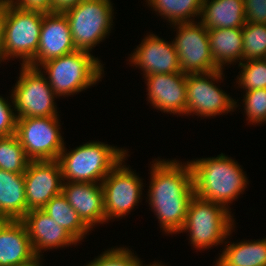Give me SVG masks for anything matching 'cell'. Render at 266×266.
<instances>
[{"instance_id": "ba28073f", "label": "cell", "mask_w": 266, "mask_h": 266, "mask_svg": "<svg viewBox=\"0 0 266 266\" xmlns=\"http://www.w3.org/2000/svg\"><path fill=\"white\" fill-rule=\"evenodd\" d=\"M223 74L224 70L219 69L209 73L186 75L187 116L195 114L194 116L202 119L214 118L236 111L240 100L234 99L219 87V83L225 78Z\"/></svg>"}, {"instance_id": "e575fe53", "label": "cell", "mask_w": 266, "mask_h": 266, "mask_svg": "<svg viewBox=\"0 0 266 266\" xmlns=\"http://www.w3.org/2000/svg\"><path fill=\"white\" fill-rule=\"evenodd\" d=\"M83 0H53V12H64Z\"/></svg>"}, {"instance_id": "7c38bea8", "label": "cell", "mask_w": 266, "mask_h": 266, "mask_svg": "<svg viewBox=\"0 0 266 266\" xmlns=\"http://www.w3.org/2000/svg\"><path fill=\"white\" fill-rule=\"evenodd\" d=\"M176 29L173 43L182 73H209L220 68L211 55L208 30L198 20L170 25Z\"/></svg>"}, {"instance_id": "f1b7e54d", "label": "cell", "mask_w": 266, "mask_h": 266, "mask_svg": "<svg viewBox=\"0 0 266 266\" xmlns=\"http://www.w3.org/2000/svg\"><path fill=\"white\" fill-rule=\"evenodd\" d=\"M131 250L126 246H114L101 252L84 266H141L144 261Z\"/></svg>"}, {"instance_id": "3957f363", "label": "cell", "mask_w": 266, "mask_h": 266, "mask_svg": "<svg viewBox=\"0 0 266 266\" xmlns=\"http://www.w3.org/2000/svg\"><path fill=\"white\" fill-rule=\"evenodd\" d=\"M128 149L109 145L99 140L86 142L61 151L60 163L63 182L100 183L127 155Z\"/></svg>"}, {"instance_id": "e0dca14e", "label": "cell", "mask_w": 266, "mask_h": 266, "mask_svg": "<svg viewBox=\"0 0 266 266\" xmlns=\"http://www.w3.org/2000/svg\"><path fill=\"white\" fill-rule=\"evenodd\" d=\"M24 223L34 252L43 256L45 251L72 247L79 243L56 221L49 217L42 209H32L21 219Z\"/></svg>"}, {"instance_id": "2e32d148", "label": "cell", "mask_w": 266, "mask_h": 266, "mask_svg": "<svg viewBox=\"0 0 266 266\" xmlns=\"http://www.w3.org/2000/svg\"><path fill=\"white\" fill-rule=\"evenodd\" d=\"M76 50L65 14L63 12L46 13L43 15L37 53L27 65L37 68L44 62Z\"/></svg>"}, {"instance_id": "d6a6232c", "label": "cell", "mask_w": 266, "mask_h": 266, "mask_svg": "<svg viewBox=\"0 0 266 266\" xmlns=\"http://www.w3.org/2000/svg\"><path fill=\"white\" fill-rule=\"evenodd\" d=\"M15 7L42 13H53V0H7Z\"/></svg>"}, {"instance_id": "9a60e30c", "label": "cell", "mask_w": 266, "mask_h": 266, "mask_svg": "<svg viewBox=\"0 0 266 266\" xmlns=\"http://www.w3.org/2000/svg\"><path fill=\"white\" fill-rule=\"evenodd\" d=\"M186 75L181 72L142 77L146 83V101L165 114L187 116Z\"/></svg>"}, {"instance_id": "8fae6325", "label": "cell", "mask_w": 266, "mask_h": 266, "mask_svg": "<svg viewBox=\"0 0 266 266\" xmlns=\"http://www.w3.org/2000/svg\"><path fill=\"white\" fill-rule=\"evenodd\" d=\"M60 118H17L15 135L31 161L58 160L65 146Z\"/></svg>"}, {"instance_id": "44dd1931", "label": "cell", "mask_w": 266, "mask_h": 266, "mask_svg": "<svg viewBox=\"0 0 266 266\" xmlns=\"http://www.w3.org/2000/svg\"><path fill=\"white\" fill-rule=\"evenodd\" d=\"M229 240L226 238V247H222L213 266H266V237L237 242Z\"/></svg>"}, {"instance_id": "cb8c5ba5", "label": "cell", "mask_w": 266, "mask_h": 266, "mask_svg": "<svg viewBox=\"0 0 266 266\" xmlns=\"http://www.w3.org/2000/svg\"><path fill=\"white\" fill-rule=\"evenodd\" d=\"M42 210L71 234L79 244H82L83 238L86 239V235L91 232L62 193L54 196Z\"/></svg>"}, {"instance_id": "4316f807", "label": "cell", "mask_w": 266, "mask_h": 266, "mask_svg": "<svg viewBox=\"0 0 266 266\" xmlns=\"http://www.w3.org/2000/svg\"><path fill=\"white\" fill-rule=\"evenodd\" d=\"M242 62L266 56V24L246 22L242 27Z\"/></svg>"}, {"instance_id": "d590c367", "label": "cell", "mask_w": 266, "mask_h": 266, "mask_svg": "<svg viewBox=\"0 0 266 266\" xmlns=\"http://www.w3.org/2000/svg\"><path fill=\"white\" fill-rule=\"evenodd\" d=\"M43 258H44V256H42V257L37 256L33 261H31L27 264H24L22 266H42V264H43L42 260H44Z\"/></svg>"}, {"instance_id": "f546056e", "label": "cell", "mask_w": 266, "mask_h": 266, "mask_svg": "<svg viewBox=\"0 0 266 266\" xmlns=\"http://www.w3.org/2000/svg\"><path fill=\"white\" fill-rule=\"evenodd\" d=\"M243 111L248 125L266 123V88L243 92ZM250 123V124H249Z\"/></svg>"}, {"instance_id": "30bf717a", "label": "cell", "mask_w": 266, "mask_h": 266, "mask_svg": "<svg viewBox=\"0 0 266 266\" xmlns=\"http://www.w3.org/2000/svg\"><path fill=\"white\" fill-rule=\"evenodd\" d=\"M127 155L101 182L104 193L106 223L120 220L131 214L143 199V178L125 163Z\"/></svg>"}, {"instance_id": "83f0119b", "label": "cell", "mask_w": 266, "mask_h": 266, "mask_svg": "<svg viewBox=\"0 0 266 266\" xmlns=\"http://www.w3.org/2000/svg\"><path fill=\"white\" fill-rule=\"evenodd\" d=\"M239 74L236 76V85L244 92L266 88V61L252 59L238 64Z\"/></svg>"}, {"instance_id": "603a6c76", "label": "cell", "mask_w": 266, "mask_h": 266, "mask_svg": "<svg viewBox=\"0 0 266 266\" xmlns=\"http://www.w3.org/2000/svg\"><path fill=\"white\" fill-rule=\"evenodd\" d=\"M25 193L24 173L0 169V211L8 220H21L30 211Z\"/></svg>"}, {"instance_id": "5b68a950", "label": "cell", "mask_w": 266, "mask_h": 266, "mask_svg": "<svg viewBox=\"0 0 266 266\" xmlns=\"http://www.w3.org/2000/svg\"><path fill=\"white\" fill-rule=\"evenodd\" d=\"M225 206L194 194L190 200L183 227L179 233H188L189 243L197 251L217 245L223 246L226 238L235 232V216Z\"/></svg>"}, {"instance_id": "1f68e13d", "label": "cell", "mask_w": 266, "mask_h": 266, "mask_svg": "<svg viewBox=\"0 0 266 266\" xmlns=\"http://www.w3.org/2000/svg\"><path fill=\"white\" fill-rule=\"evenodd\" d=\"M245 20L266 24V0H244Z\"/></svg>"}, {"instance_id": "277c9868", "label": "cell", "mask_w": 266, "mask_h": 266, "mask_svg": "<svg viewBox=\"0 0 266 266\" xmlns=\"http://www.w3.org/2000/svg\"><path fill=\"white\" fill-rule=\"evenodd\" d=\"M91 52L76 50L44 62L37 68L57 97H69L95 86L103 79L104 65Z\"/></svg>"}, {"instance_id": "4dcf8cb0", "label": "cell", "mask_w": 266, "mask_h": 266, "mask_svg": "<svg viewBox=\"0 0 266 266\" xmlns=\"http://www.w3.org/2000/svg\"><path fill=\"white\" fill-rule=\"evenodd\" d=\"M8 97L0 95V137H7L15 134L17 117L15 115L12 94ZM11 101V102H10Z\"/></svg>"}, {"instance_id": "d4e9b609", "label": "cell", "mask_w": 266, "mask_h": 266, "mask_svg": "<svg viewBox=\"0 0 266 266\" xmlns=\"http://www.w3.org/2000/svg\"><path fill=\"white\" fill-rule=\"evenodd\" d=\"M202 3L203 0H146L145 4L173 25L199 20Z\"/></svg>"}, {"instance_id": "6da1fadb", "label": "cell", "mask_w": 266, "mask_h": 266, "mask_svg": "<svg viewBox=\"0 0 266 266\" xmlns=\"http://www.w3.org/2000/svg\"><path fill=\"white\" fill-rule=\"evenodd\" d=\"M148 204L163 234H179L190 200L194 196L192 169L188 161L154 159L150 164Z\"/></svg>"}, {"instance_id": "8992f818", "label": "cell", "mask_w": 266, "mask_h": 266, "mask_svg": "<svg viewBox=\"0 0 266 266\" xmlns=\"http://www.w3.org/2000/svg\"><path fill=\"white\" fill-rule=\"evenodd\" d=\"M114 3L111 0H83L63 13L77 50L92 52L112 32Z\"/></svg>"}, {"instance_id": "d6986e66", "label": "cell", "mask_w": 266, "mask_h": 266, "mask_svg": "<svg viewBox=\"0 0 266 266\" xmlns=\"http://www.w3.org/2000/svg\"><path fill=\"white\" fill-rule=\"evenodd\" d=\"M37 255L21 220H8L0 228V266H22Z\"/></svg>"}, {"instance_id": "52a82bcc", "label": "cell", "mask_w": 266, "mask_h": 266, "mask_svg": "<svg viewBox=\"0 0 266 266\" xmlns=\"http://www.w3.org/2000/svg\"><path fill=\"white\" fill-rule=\"evenodd\" d=\"M45 13L23 10L6 0L2 54L3 60L19 59L20 65H27L36 55L40 30Z\"/></svg>"}, {"instance_id": "9c48e42d", "label": "cell", "mask_w": 266, "mask_h": 266, "mask_svg": "<svg viewBox=\"0 0 266 266\" xmlns=\"http://www.w3.org/2000/svg\"><path fill=\"white\" fill-rule=\"evenodd\" d=\"M17 78L11 90L17 118L60 116L58 97L38 68L21 65Z\"/></svg>"}, {"instance_id": "836d02e7", "label": "cell", "mask_w": 266, "mask_h": 266, "mask_svg": "<svg viewBox=\"0 0 266 266\" xmlns=\"http://www.w3.org/2000/svg\"><path fill=\"white\" fill-rule=\"evenodd\" d=\"M5 20H6V0H0V64L4 62L2 54V44H3Z\"/></svg>"}, {"instance_id": "7a4b0ae2", "label": "cell", "mask_w": 266, "mask_h": 266, "mask_svg": "<svg viewBox=\"0 0 266 266\" xmlns=\"http://www.w3.org/2000/svg\"><path fill=\"white\" fill-rule=\"evenodd\" d=\"M188 162L195 195L233 210L231 204L249 185L247 174L237 160L221 153L216 157L196 158Z\"/></svg>"}, {"instance_id": "ac0fdd59", "label": "cell", "mask_w": 266, "mask_h": 266, "mask_svg": "<svg viewBox=\"0 0 266 266\" xmlns=\"http://www.w3.org/2000/svg\"><path fill=\"white\" fill-rule=\"evenodd\" d=\"M62 194L91 231L97 225L106 224L104 193L100 183L63 182Z\"/></svg>"}, {"instance_id": "74e56055", "label": "cell", "mask_w": 266, "mask_h": 266, "mask_svg": "<svg viewBox=\"0 0 266 266\" xmlns=\"http://www.w3.org/2000/svg\"><path fill=\"white\" fill-rule=\"evenodd\" d=\"M166 263H162V261H154L153 263H150V264H148V265H146V264H142L141 266H167V265H165Z\"/></svg>"}, {"instance_id": "4fadbf2b", "label": "cell", "mask_w": 266, "mask_h": 266, "mask_svg": "<svg viewBox=\"0 0 266 266\" xmlns=\"http://www.w3.org/2000/svg\"><path fill=\"white\" fill-rule=\"evenodd\" d=\"M133 51L129 54L128 64L139 68L143 76L182 72L173 40L169 42L154 33H147Z\"/></svg>"}, {"instance_id": "484cf974", "label": "cell", "mask_w": 266, "mask_h": 266, "mask_svg": "<svg viewBox=\"0 0 266 266\" xmlns=\"http://www.w3.org/2000/svg\"><path fill=\"white\" fill-rule=\"evenodd\" d=\"M30 161L15 134L0 137V169L24 173Z\"/></svg>"}, {"instance_id": "ffe728a7", "label": "cell", "mask_w": 266, "mask_h": 266, "mask_svg": "<svg viewBox=\"0 0 266 266\" xmlns=\"http://www.w3.org/2000/svg\"><path fill=\"white\" fill-rule=\"evenodd\" d=\"M199 21L208 29L242 28L244 0H203Z\"/></svg>"}, {"instance_id": "7402d4cb", "label": "cell", "mask_w": 266, "mask_h": 266, "mask_svg": "<svg viewBox=\"0 0 266 266\" xmlns=\"http://www.w3.org/2000/svg\"><path fill=\"white\" fill-rule=\"evenodd\" d=\"M211 55L220 69L242 62V28L208 29Z\"/></svg>"}, {"instance_id": "5bb4252c", "label": "cell", "mask_w": 266, "mask_h": 266, "mask_svg": "<svg viewBox=\"0 0 266 266\" xmlns=\"http://www.w3.org/2000/svg\"><path fill=\"white\" fill-rule=\"evenodd\" d=\"M27 208L42 209L62 193L63 177L58 160L30 161L24 172Z\"/></svg>"}, {"instance_id": "8d00e7d4", "label": "cell", "mask_w": 266, "mask_h": 266, "mask_svg": "<svg viewBox=\"0 0 266 266\" xmlns=\"http://www.w3.org/2000/svg\"><path fill=\"white\" fill-rule=\"evenodd\" d=\"M8 221L6 216L0 211V228Z\"/></svg>"}]
</instances>
